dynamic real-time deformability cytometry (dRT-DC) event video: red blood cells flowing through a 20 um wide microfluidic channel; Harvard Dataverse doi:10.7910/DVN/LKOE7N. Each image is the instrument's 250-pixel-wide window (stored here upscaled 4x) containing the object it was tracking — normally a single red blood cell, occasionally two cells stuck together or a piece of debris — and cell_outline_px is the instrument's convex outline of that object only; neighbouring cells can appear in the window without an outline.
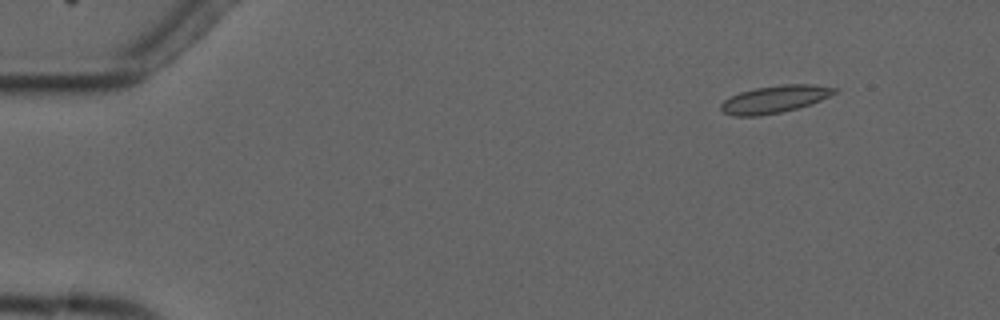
{"species": "common noctule bat (a hibernating species)", "species_latin": "Nyctalus noctula", "temperature_condition": "cold", "stored_images_in_passage": 4, "camera_frame_rate_fps": 3000, "um_per_image_px": 0.085, "animal": {"sex": "male", "forearm_length_mm": 52.5}, "frame": {"image": 1, "passage_image": 1, "time_ms": 0.0, "image_size_px": [1000, 320], "cell_outline_px": [[840, 92], [820, 100], [796, 108], [780, 112], [760, 116], [736, 116], [724, 112], [720, 108], [720, 104], [724, 100], [740, 92], [756, 88], [784, 84], [812, 84], [840, 88]], "centroid_in_image_um": [65.89, 8.42], "position_along_channel_um": 19.1, "area_um2": 18.03}}